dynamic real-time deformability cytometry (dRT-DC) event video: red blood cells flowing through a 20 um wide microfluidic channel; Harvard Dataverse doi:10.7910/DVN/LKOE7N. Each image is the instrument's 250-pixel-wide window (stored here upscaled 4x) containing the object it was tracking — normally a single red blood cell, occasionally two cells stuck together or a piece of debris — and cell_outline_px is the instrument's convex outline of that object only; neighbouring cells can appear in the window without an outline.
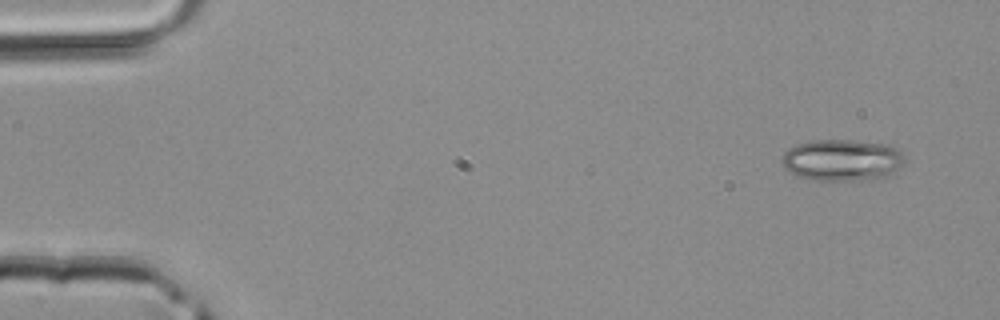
{"species": "common noctule bat (a hibernating species)", "species_latin": "Nyctalus noctula", "temperature_condition": "room temperature", "stored_images_in_passage": 4, "camera_frame_rate_fps": 3000, "um_per_image_px": 0.085, "animal": {"sex": "male", "body_mass_g": 20.4}, "frame": {"image": 1, "passage_image": 1, "time_ms": 0.0, "image_size_px": [1000, 320], "cell_outline_px": [[904, 160], [896, 168], [884, 176], [860, 180], [812, 180], [796, 176], [788, 172], [784, 168], [784, 152], [788, 148], [796, 144], [812, 140], [852, 140], [888, 144], [900, 148], [904, 156]], "centroid_in_image_um": [71.54, 13.59], "position_along_channel_um": 13.5, "area_um2": 29.59}}